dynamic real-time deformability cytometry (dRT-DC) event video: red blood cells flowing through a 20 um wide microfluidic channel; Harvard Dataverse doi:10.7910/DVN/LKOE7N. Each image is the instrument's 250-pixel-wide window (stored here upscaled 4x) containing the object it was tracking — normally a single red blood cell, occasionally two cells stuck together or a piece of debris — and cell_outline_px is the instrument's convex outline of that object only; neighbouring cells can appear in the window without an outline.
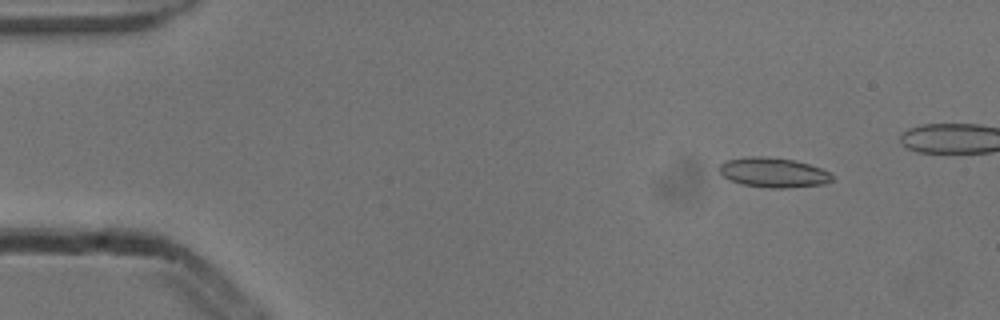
{"species": "common noctule bat (a hibernating species)", "species_latin": "Nyctalus noctula", "temperature_condition": "cold", "stored_images_in_passage": 5, "camera_frame_rate_fps": 3000, "um_per_image_px": 0.085, "animal": {"sex": "male", "body_mass_g": 13.3}, "frame": {"image": 1, "passage_image": 1, "time_ms": 0.0, "image_size_px": [1000, 320], "cell_outline_px": [[832, 180], [824, 184], [788, 188], [768, 188], [740, 184], [728, 180], [720, 172], [720, 164], [724, 160], [744, 156], [764, 156], [796, 160], [832, 172]], "centroid_in_image_um": [65.71, 14.66], "position_along_channel_um": 19.3, "area_um2": 19.88}}
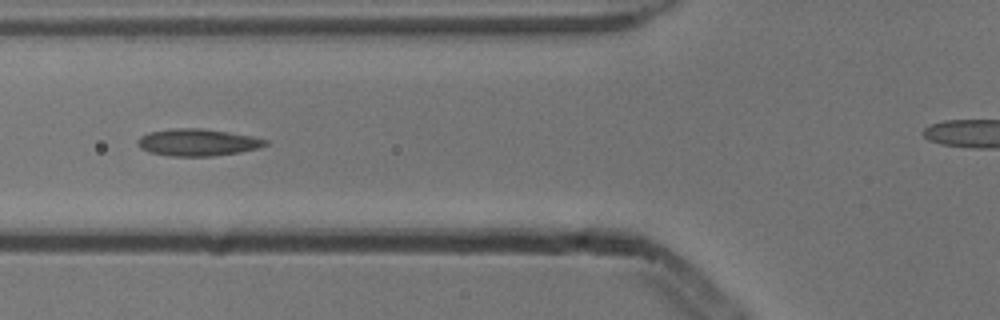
{"frame": {"image": 2, "passage_image": 5, "time_ms": 1.333, "image_size_px": [1000, 320], "cell_outline_px": [[268, 144], [260, 148], [240, 152], [212, 156], [172, 156], [148, 152], [140, 148], [136, 144], [140, 136], [148, 132], [172, 128], [200, 128], [228, 132], [252, 136], [268, 140]], "centroid_in_image_um": [16.78, 12.1], "position_along_channel_um": 109.0, "area_um2": 20.23}}